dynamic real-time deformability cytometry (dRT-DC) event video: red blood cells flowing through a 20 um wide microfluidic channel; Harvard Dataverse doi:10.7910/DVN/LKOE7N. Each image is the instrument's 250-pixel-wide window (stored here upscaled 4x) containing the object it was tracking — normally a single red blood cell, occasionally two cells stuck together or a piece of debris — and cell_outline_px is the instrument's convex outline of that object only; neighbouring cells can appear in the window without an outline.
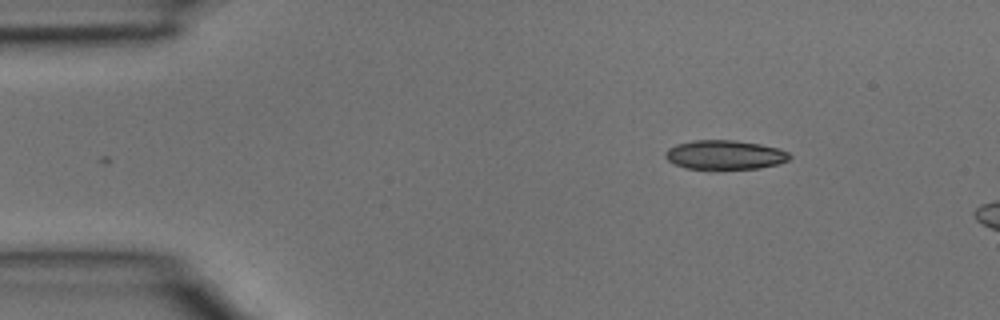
{"species": "common noctule bat (a hibernating species)", "species_latin": "Nyctalus noctula", "temperature_condition": "room temperature", "stored_images_in_passage": 4, "segment_of_instrument_passage": [2, 2], "camera_frame_rate_fps": 3000, "um_per_image_px": 0.085, "animal": {"sex": "male", "body_mass_g": 15.6}, "frame": {"image": 1, "passage_image": 4, "time_ms": 1.0, "image_size_px": [1000, 320], "cell_outline_px": [[792, 156], [788, 160], [780, 164], [760, 168], [712, 172], [684, 168], [668, 160], [664, 156], [664, 152], [668, 148], [676, 144], [696, 140], [736, 140], [760, 144], [780, 148], [788, 152]], "centroid_in_image_um": [61.61, 13.21], "position_along_channel_um": 23.4, "area_um2": 22.2}}